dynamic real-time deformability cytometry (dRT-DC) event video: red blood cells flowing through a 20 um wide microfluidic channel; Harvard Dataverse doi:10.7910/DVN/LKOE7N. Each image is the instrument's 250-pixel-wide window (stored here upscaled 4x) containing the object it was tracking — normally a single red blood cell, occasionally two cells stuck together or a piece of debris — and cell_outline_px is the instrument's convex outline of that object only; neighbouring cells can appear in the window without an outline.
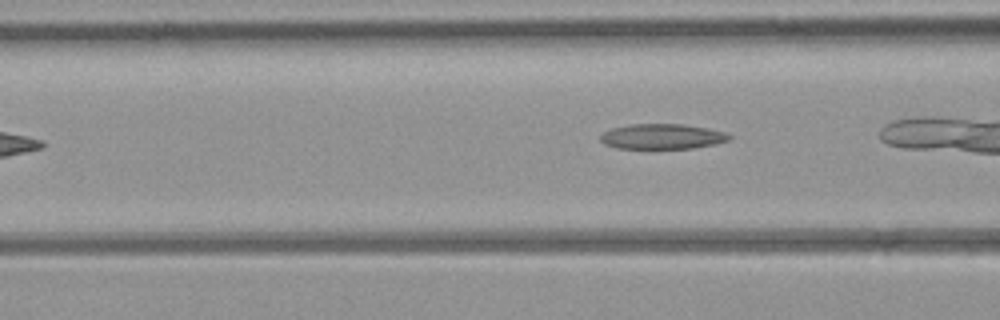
{"species": "common noctule bat (a hibernating species)", "species_latin": "Nyctalus noctula", "temperature_condition": "room temperature", "stored_images_in_passage": 4, "camera_frame_rate_fps": 3000, "um_per_image_px": 0.085, "animal": {"sex": "female", "body_mass_g": 21.9}, "frame": {"image": 1, "passage_image": 4, "time_ms": 3.333, "image_size_px": [1000, 320], "cell_outline_px": [[732, 136], [728, 140], [716, 144], [692, 148], [616, 148], [604, 144], [600, 140], [600, 136], [604, 132], [612, 128], [632, 124], [684, 124], [708, 128], [724, 132]], "centroid_in_image_um": [56.29, 11.6], "position_along_channel_um": 110.3, "area_um2": 18.84}}